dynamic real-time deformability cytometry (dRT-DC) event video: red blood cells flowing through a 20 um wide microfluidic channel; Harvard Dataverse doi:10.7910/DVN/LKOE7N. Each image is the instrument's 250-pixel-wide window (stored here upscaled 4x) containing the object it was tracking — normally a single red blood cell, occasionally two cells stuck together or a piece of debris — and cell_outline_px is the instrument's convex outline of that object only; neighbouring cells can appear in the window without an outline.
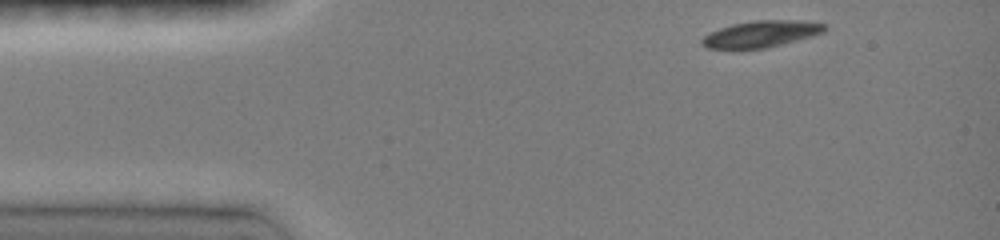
{"species": "common noctule bat (a hibernating species)", "species_latin": "Nyctalus noctula", "temperature_condition": "room temperature", "stored_images_in_passage": 4, "camera_frame_rate_fps": 3000, "um_per_image_px": 0.085, "animal": {"sex": "female", "body_mass_g": 19.0, "forearm_length_mm": 51.5}, "frame": {"image": 1, "passage_image": 1, "time_ms": 0.0, "image_size_px": [1000, 240], "cell_outline_px": [[828, 28], [824, 32], [812, 36], [764, 48], [708, 48], [700, 44], [700, 40], [708, 32], [732, 24], [756, 20], [800, 20], [824, 24]], "centroid_in_image_um": [64.67, 2.87], "position_along_channel_um": 20.3, "area_um2": 18.79}}
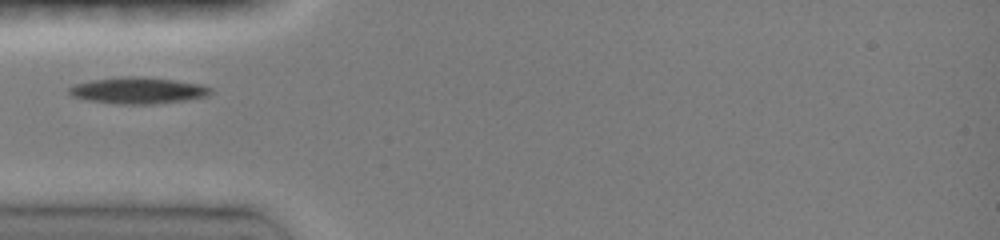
{"frame": {"image": 2, "passage_image": 4, "time_ms": 3.0, "image_size_px": [1000, 240], "cell_outline_px": [[212, 92], [208, 96], [188, 100], [152, 104], [120, 104], [88, 100], [72, 96], [68, 92], [68, 88], [76, 84], [92, 80], [120, 76], [140, 76], [172, 80], [200, 84], [212, 88]], "centroid_in_image_um": [11.75, 7.69], "position_along_channel_um": 73.3, "area_um2": 21.79}}